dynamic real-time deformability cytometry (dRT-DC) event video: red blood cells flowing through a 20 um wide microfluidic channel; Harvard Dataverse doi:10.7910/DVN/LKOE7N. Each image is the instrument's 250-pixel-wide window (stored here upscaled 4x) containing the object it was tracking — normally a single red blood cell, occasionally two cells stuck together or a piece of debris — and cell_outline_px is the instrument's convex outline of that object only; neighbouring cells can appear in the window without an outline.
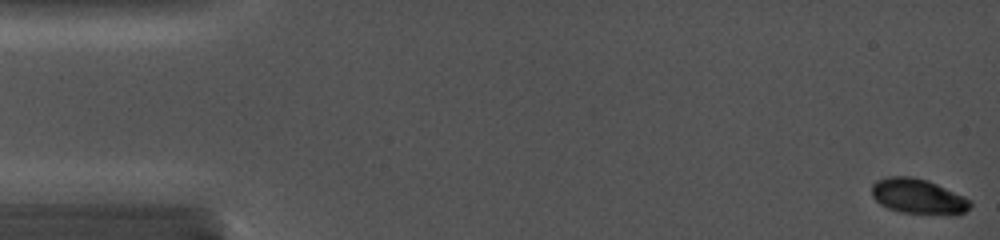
{"species": "common noctule bat (a hibernating species)", "species_latin": "Nyctalus noctula", "temperature_condition": "cold", "stored_images_in_passage": 36, "camera_frame_rate_fps": 5000, "um_per_image_px": 0.085, "animal": {"sex": "female", "body_mass_g": 19.0, "forearm_length_mm": 56.7}, "frame": {"image": 1, "passage_image": 1, "time_ms": 0.0, "image_size_px": [1000, 240], "cell_outline_px": [[972, 204], [960, 216], [952, 216], [900, 212], [888, 208], [880, 204], [872, 196], [872, 184], [876, 180], [888, 176], [912, 176], [928, 180], [964, 196], [972, 200]], "centroid_in_image_um": [78.08, 16.71], "position_along_channel_um": 6.9, "area_um2": 20.63}}
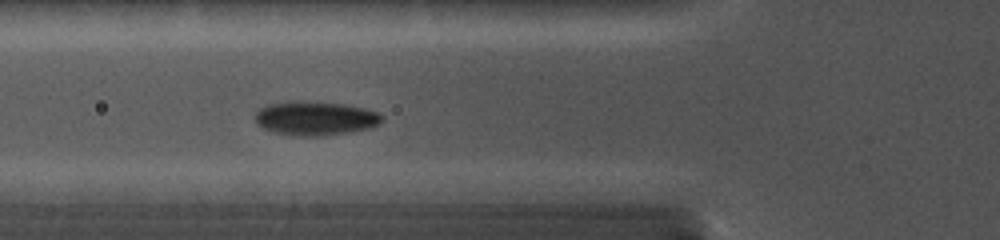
{"frame": {"image": 2, "passage_image": 25, "time_ms": 5.8, "image_size_px": [1000, 240], "cell_outline_px": [[384, 120], [380, 124], [368, 128], [348, 132], [320, 136], [300, 136], [272, 132], [256, 124], [256, 112], [260, 108], [268, 104], [288, 100], [300, 100], [344, 104], [364, 108], [376, 112], [384, 116]], "centroid_in_image_um": [26.79, 10.04], "position_along_channel_um": 99.0, "area_um2": 25.32}}
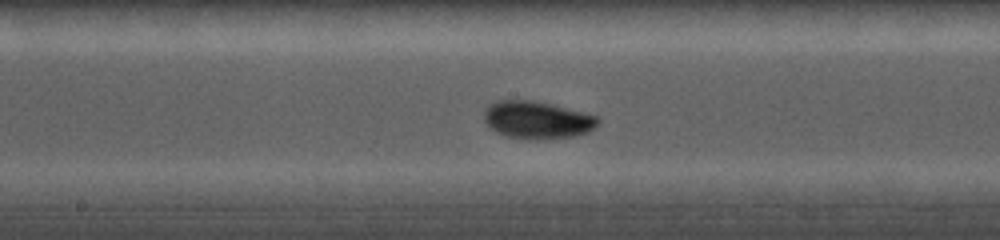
{"frame": {"image": 3, "passage_image": 36, "time_ms": 8.4, "image_size_px": [1000, 240], "cell_outline_px": [[600, 120], [588, 132], [576, 136], [536, 140], [528, 140], [504, 136], [496, 132], [484, 120], [484, 112], [496, 100], [532, 100], [600, 116]], "centroid_in_image_um": [45.66, 10.21], "position_along_channel_um": 202.5, "area_um2": 24.85}}